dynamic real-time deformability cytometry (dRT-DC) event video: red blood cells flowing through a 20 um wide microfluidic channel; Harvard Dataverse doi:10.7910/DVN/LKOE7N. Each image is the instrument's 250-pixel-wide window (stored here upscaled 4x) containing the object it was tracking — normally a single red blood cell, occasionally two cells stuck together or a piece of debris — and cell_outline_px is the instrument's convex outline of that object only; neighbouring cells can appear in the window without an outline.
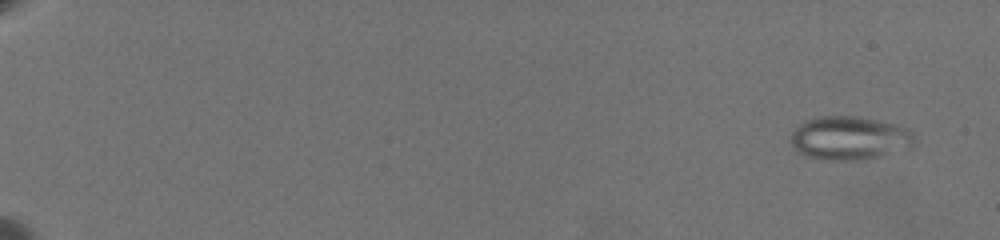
{"species": "common noctule bat (a hibernating species)", "species_latin": "Nyctalus noctula", "temperature_condition": "warm", "stored_images_in_passage": 23, "camera_frame_rate_fps": 3000, "um_per_image_px": 0.085, "animal": {"sex": "female", "body_mass_g": 19.5, "forearm_length_mm": 54.1}, "frame": {"image": 1, "passage_image": 3, "time_ms": 0.667, "image_size_px": [1000, 240], "cell_outline_px": [[916, 144], [912, 148], [860, 160], [828, 160], [804, 156], [792, 144], [792, 132], [800, 124], [808, 120], [820, 116], [860, 116], [880, 120], [912, 128], [916, 136]], "centroid_in_image_um": [72.32, 11.72], "position_along_channel_um": 12.7, "area_um2": 31.73}}
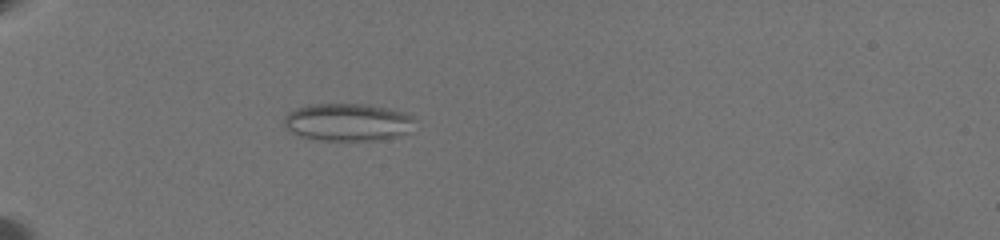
{"frame": {"image": 2, "passage_image": 20, "time_ms": 7.0, "image_size_px": [1000, 240], "cell_outline_px": [[416, 120], [412, 132], [400, 136], [380, 140], [320, 140], [300, 136], [288, 132], [284, 128], [284, 116], [288, 112], [296, 108], [308, 104], [368, 104], [388, 108], [404, 112], [412, 116]], "centroid_in_image_um": [29.57, 10.39], "position_along_channel_um": 55.4, "area_um2": 29.25}}
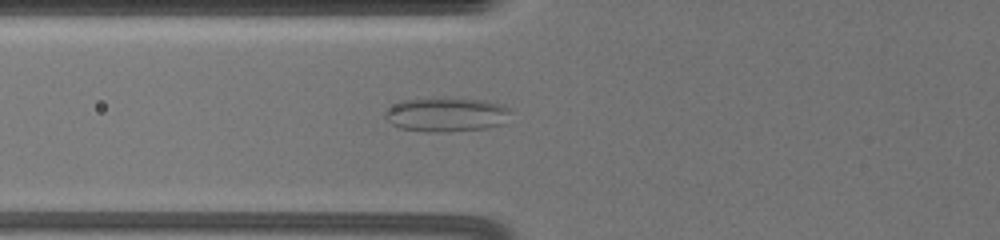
{"frame": {"image": 3, "passage_image": 23, "time_ms": 8.667, "image_size_px": [1000, 240], "cell_outline_px": [[508, 112], [504, 124], [484, 128], [448, 132], [428, 132], [400, 128], [392, 124], [384, 116], [384, 108], [400, 100], [444, 96], [484, 100], [504, 104], [508, 108]], "centroid_in_image_um": [37.87, 9.7], "position_along_channel_um": 87.9, "area_um2": 25.72}}